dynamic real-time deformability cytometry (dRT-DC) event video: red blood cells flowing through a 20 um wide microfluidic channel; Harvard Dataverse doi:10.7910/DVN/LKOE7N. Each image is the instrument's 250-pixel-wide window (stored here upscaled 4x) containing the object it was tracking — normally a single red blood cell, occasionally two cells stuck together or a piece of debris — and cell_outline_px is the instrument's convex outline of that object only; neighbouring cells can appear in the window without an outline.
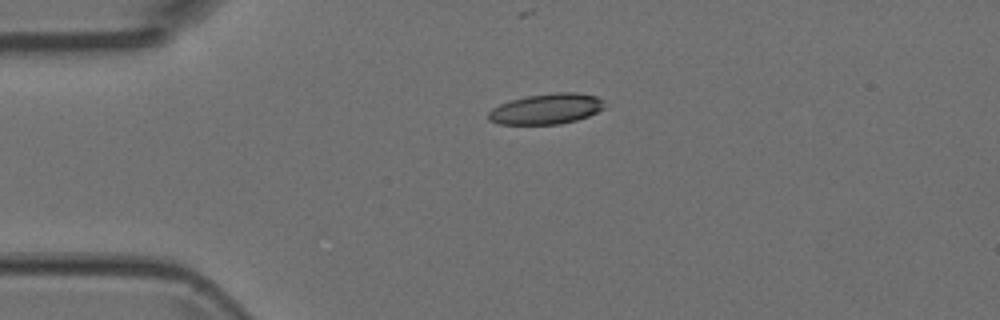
{"species": "Egyptian fruit bat (a non-hibernating species)", "species_latin": "Rousettus aegyptiacus", "temperature_condition": "room temperature", "stored_images_in_passage": 4, "camera_frame_rate_fps": 3000, "um_per_image_px": 0.085, "animal": {"sex": "female"}, "frame": {"image": 1, "passage_image": 3, "time_ms": 0.667, "image_size_px": [1000, 320], "cell_outline_px": [[604, 108], [588, 116], [576, 120], [560, 124], [500, 124], [488, 120], [488, 112], [492, 108], [500, 104], [512, 100], [528, 96], [556, 92], [576, 92], [596, 96], [604, 100]], "centroid_in_image_um": [46.45, 9.25], "position_along_channel_um": 38.6, "area_um2": 20.58}}